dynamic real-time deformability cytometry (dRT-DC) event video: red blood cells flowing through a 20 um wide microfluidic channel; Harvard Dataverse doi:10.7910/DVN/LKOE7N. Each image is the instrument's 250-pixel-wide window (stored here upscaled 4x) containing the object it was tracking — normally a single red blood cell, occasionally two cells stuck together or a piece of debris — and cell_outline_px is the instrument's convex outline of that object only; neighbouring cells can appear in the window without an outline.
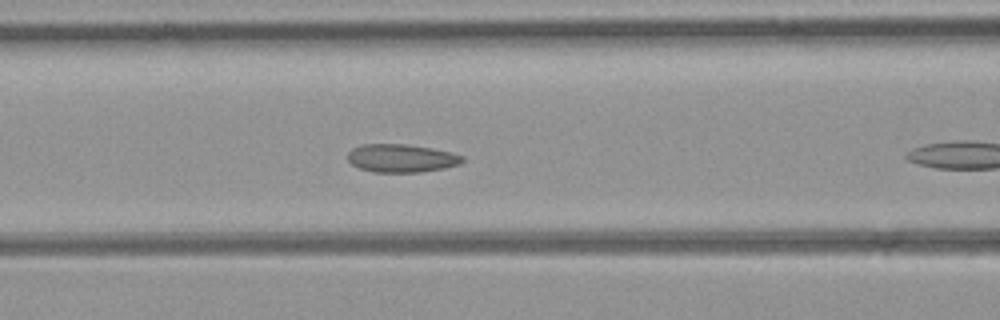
{"species": "common noctule bat (a hibernating species)", "species_latin": "Nyctalus noctula", "temperature_condition": "room temperature", "stored_images_in_passage": 10, "camera_frame_rate_fps": 3000, "um_per_image_px": 0.085, "animal": {"sex": "female", "body_mass_g": 21.9}, "frame": {"image": 1, "passage_image": 9, "time_ms": 2.667, "image_size_px": [1000, 320], "cell_outline_px": [[464, 160], [460, 164], [444, 168], [420, 172], [372, 172], [360, 168], [352, 164], [348, 160], [348, 152], [352, 148], [360, 144], [408, 144], [432, 148], [452, 152], [464, 156]], "centroid_in_image_um": [34.12, 13.44], "position_along_channel_um": 132.5, "area_um2": 18.96}}